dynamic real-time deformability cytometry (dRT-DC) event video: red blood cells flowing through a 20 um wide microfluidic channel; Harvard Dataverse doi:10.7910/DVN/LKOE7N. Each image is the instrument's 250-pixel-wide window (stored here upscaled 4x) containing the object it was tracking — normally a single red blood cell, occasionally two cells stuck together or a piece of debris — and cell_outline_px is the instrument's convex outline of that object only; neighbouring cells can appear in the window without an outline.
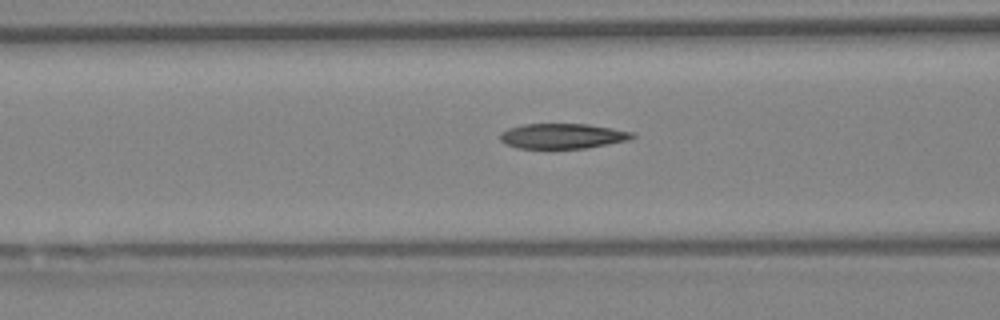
{"species": "Egyptian fruit bat (a non-hibernating species)", "species_latin": "Rousettus aegyptiacus", "temperature_condition": "warm", "stored_images_in_passage": 29, "camera_frame_rate_fps": 3000, "um_per_image_px": 0.085, "animal": {"sex": "female"}, "frame": {"image": 1, "passage_image": 17, "time_ms": 5.333, "image_size_px": [1000, 320], "cell_outline_px": [[636, 136], [628, 140], [588, 148], [516, 148], [504, 144], [500, 140], [500, 132], [508, 128], [524, 124], [588, 124], [636, 132]], "centroid_in_image_um": [47.82, 11.56], "position_along_channel_um": 118.8, "area_um2": 19.54}}
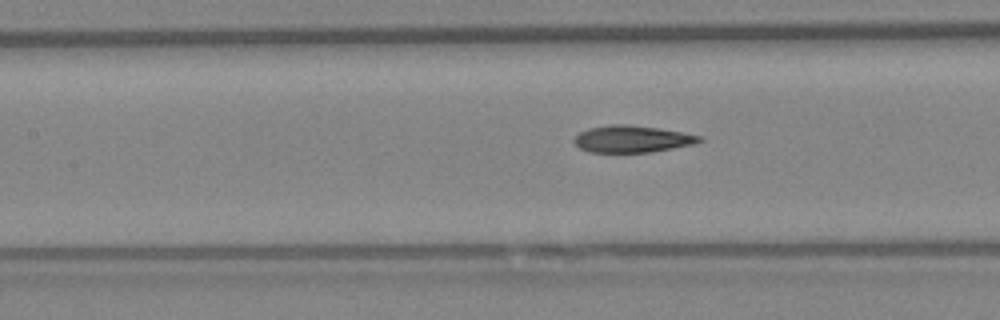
{"frame": {"image": 2, "passage_image": 20, "time_ms": 6.333, "image_size_px": [1000, 320], "cell_outline_px": [[704, 140], [692, 144], [652, 152], [588, 152], [580, 148], [572, 140], [580, 132], [588, 128], [612, 124], [628, 124], [656, 128], [704, 136]], "centroid_in_image_um": [53.71, 11.81], "position_along_channel_um": 153.7, "area_um2": 19.54}}